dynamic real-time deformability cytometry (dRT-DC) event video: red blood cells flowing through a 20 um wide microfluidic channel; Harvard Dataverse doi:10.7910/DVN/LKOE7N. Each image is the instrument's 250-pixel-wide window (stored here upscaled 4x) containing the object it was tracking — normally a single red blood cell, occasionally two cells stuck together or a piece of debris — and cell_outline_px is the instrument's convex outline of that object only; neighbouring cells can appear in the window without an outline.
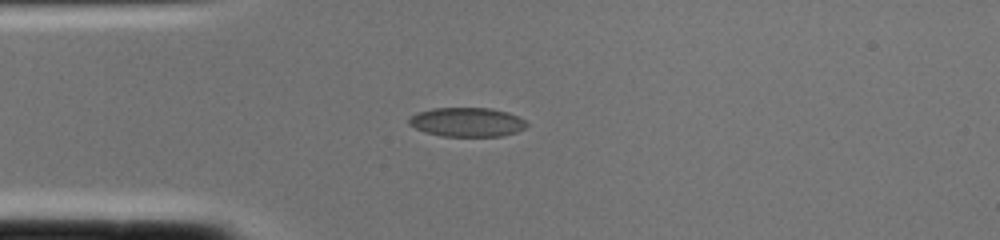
{"species": "common noctule bat (a hibernating species)", "species_latin": "Nyctalus noctula", "temperature_condition": "cold", "stored_images_in_passage": 1, "camera_frame_rate_fps": 3000, "um_per_image_px": 0.085, "animal": {"sex": "female", "body_mass_g": 22.0, "forearm_length_mm": 56.7}, "frame": {"image": 1, "passage_image": 1, "time_ms": 0.0, "image_size_px": [1000, 240], "cell_outline_px": [[528, 124], [524, 128], [516, 132], [500, 136], [440, 136], [424, 132], [408, 124], [408, 120], [416, 112], [432, 108], [492, 108], [508, 112], [524, 120]], "centroid_in_image_um": [39.67, 10.37], "position_along_channel_um": 45.3, "area_um2": 20.0}}